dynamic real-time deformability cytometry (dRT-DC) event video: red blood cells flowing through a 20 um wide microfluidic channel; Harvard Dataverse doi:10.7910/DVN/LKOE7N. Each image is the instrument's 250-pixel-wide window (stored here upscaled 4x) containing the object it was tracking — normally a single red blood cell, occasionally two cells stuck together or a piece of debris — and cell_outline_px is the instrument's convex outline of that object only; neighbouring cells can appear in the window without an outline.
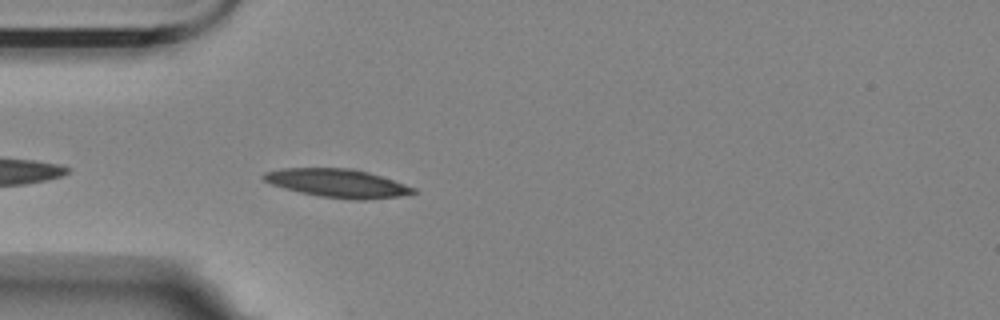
{"species": "Egyptian fruit bat (a non-hibernating species)", "species_latin": "Rousettus aegyptiacus", "temperature_condition": "room temperature", "stored_images_in_passage": 43, "camera_frame_rate_fps": 3000, "um_per_image_px": 0.085, "animal": {"sex": "female"}, "frame": {"image": 1, "passage_image": 2, "time_ms": 0.333, "image_size_px": [1000, 320], "cell_outline_px": [[416, 192], [400, 196], [364, 200], [356, 200], [320, 196], [300, 192], [284, 188], [272, 184], [264, 180], [260, 176], [264, 172], [280, 168], [352, 168], [368, 172], [416, 188]], "centroid_in_image_um": [28.65, 15.56], "position_along_channel_um": 56.3, "area_um2": 24.62}}
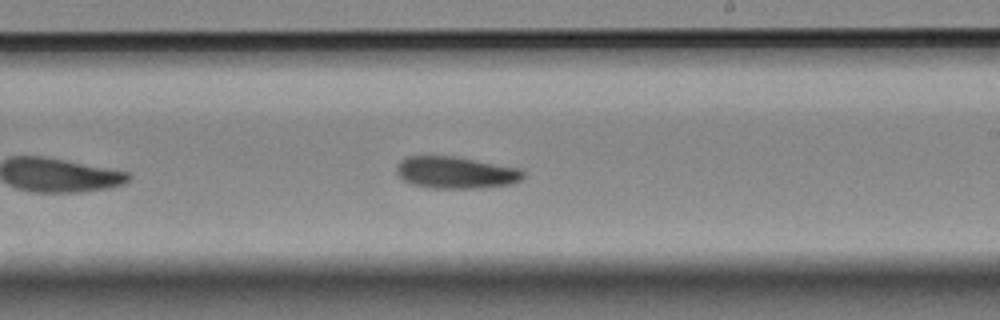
{"frame": {"image": 2, "passage_image": 19, "time_ms": 6.0, "image_size_px": [1000, 320], "cell_outline_px": [[524, 176], [520, 180], [512, 184], [484, 188], [436, 188], [412, 184], [404, 180], [396, 172], [396, 168], [400, 160], [408, 156], [452, 156], [520, 168], [524, 172]], "centroid_in_image_um": [38.76, 14.67], "position_along_channel_um": 250.2, "area_um2": 23.47}}
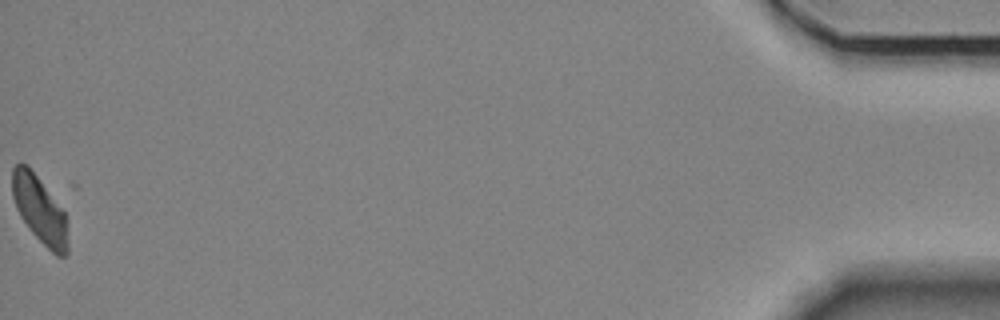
{"frame": {"image": 3, "passage_image": 43, "time_ms": 14.0, "image_size_px": [1000, 320], "cell_outline_px": [[68, 252], [64, 256], [56, 256], [28, 228], [20, 216], [16, 208], [12, 196], [12, 168], [16, 164], [28, 164], [64, 212], [68, 244]], "centroid_in_image_um": [3.34, 17.82], "position_along_channel_um": 431.9, "area_um2": 21.39}, "authors_computed_cell_mechanics": {"area_um2": 23.2934, "velocity_mm_per_s": 3.4872, "shape_relaxation_time_tau1_ms": 5.9662, "shape_relaxation_time_tau2_ms": null, "deformation_change_tau1": 0.1207, "deformation_change_tau2": null}}